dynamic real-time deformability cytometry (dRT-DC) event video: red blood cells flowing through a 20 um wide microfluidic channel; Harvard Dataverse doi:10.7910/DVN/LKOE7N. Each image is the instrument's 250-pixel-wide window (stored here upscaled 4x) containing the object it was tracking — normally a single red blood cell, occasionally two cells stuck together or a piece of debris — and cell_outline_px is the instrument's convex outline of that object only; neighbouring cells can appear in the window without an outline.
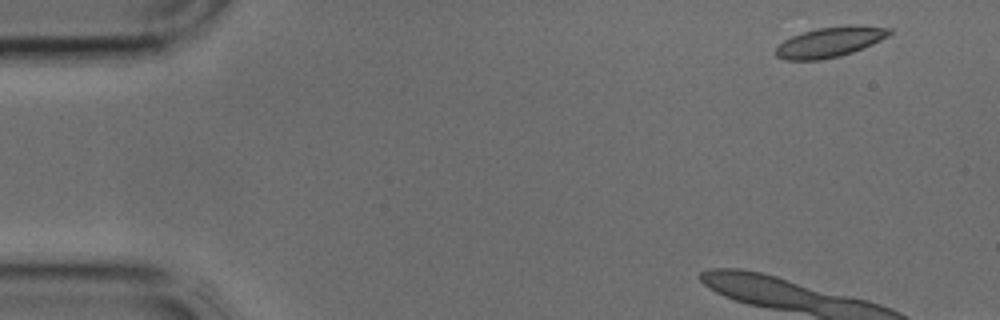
{"species": "common noctule bat (a hibernating species)", "species_latin": "Nyctalus noctula", "temperature_condition": "cold", "stored_images_in_passage": 4, "camera_frame_rate_fps": 3000, "um_per_image_px": 0.085, "animal": {"sex": "male", "body_mass_g": 17.9, "forearm_length_mm": 54.2}, "frame": {"image": 1, "passage_image": 1, "time_ms": 0.0, "image_size_px": [1000, 320], "cell_outline_px": [[892, 32], [888, 36], [872, 44], [852, 52], [840, 56], [820, 60], [784, 60], [776, 56], [776, 48], [784, 40], [792, 36], [816, 28], [848, 24], [856, 24], [892, 28]], "centroid_in_image_um": [70.57, 3.56], "position_along_channel_um": 14.4, "area_um2": 20.11}}